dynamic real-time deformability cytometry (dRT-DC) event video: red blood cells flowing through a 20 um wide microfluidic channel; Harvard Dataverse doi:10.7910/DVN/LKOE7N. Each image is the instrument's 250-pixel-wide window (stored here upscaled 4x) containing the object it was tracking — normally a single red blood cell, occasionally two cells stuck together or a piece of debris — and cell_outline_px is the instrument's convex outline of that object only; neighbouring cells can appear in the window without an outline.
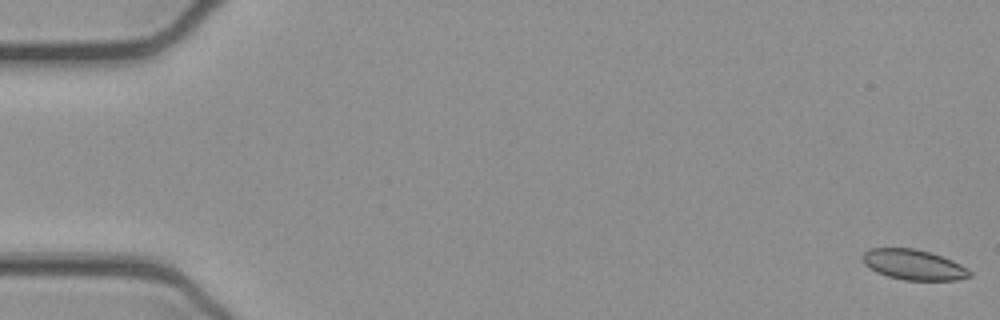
{"species": "common noctule bat (a hibernating species)", "species_latin": "Nyctalus noctula", "temperature_condition": "cold", "stored_images_in_passage": 15, "camera_frame_rate_fps": 3000, "um_per_image_px": 0.085, "animal": {"sex": "female", "body_mass_g": 21.9}, "frame": {"image": 1, "passage_image": 1, "time_ms": 0.0, "image_size_px": [1000, 320], "cell_outline_px": [[972, 276], [956, 280], [904, 280], [888, 276], [876, 272], [864, 264], [860, 256], [868, 248], [916, 248], [952, 260], [960, 264], [972, 272]], "centroid_in_image_um": [77.62, 22.49], "position_along_channel_um": 7.4, "area_um2": 18.96}}
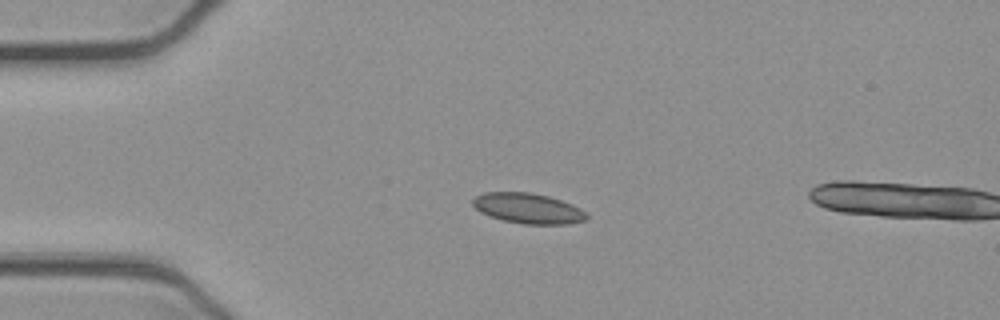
{"frame": {"image": 2, "passage_image": 13, "time_ms": 4.0, "image_size_px": [1000, 320], "cell_outline_px": [[588, 220], [568, 224], [524, 224], [504, 220], [480, 212], [472, 204], [472, 200], [476, 196], [484, 192], [532, 192], [548, 196], [572, 204], [588, 212]], "centroid_in_image_um": [44.93, 17.71], "position_along_channel_um": 40.1, "area_um2": 20.17}}